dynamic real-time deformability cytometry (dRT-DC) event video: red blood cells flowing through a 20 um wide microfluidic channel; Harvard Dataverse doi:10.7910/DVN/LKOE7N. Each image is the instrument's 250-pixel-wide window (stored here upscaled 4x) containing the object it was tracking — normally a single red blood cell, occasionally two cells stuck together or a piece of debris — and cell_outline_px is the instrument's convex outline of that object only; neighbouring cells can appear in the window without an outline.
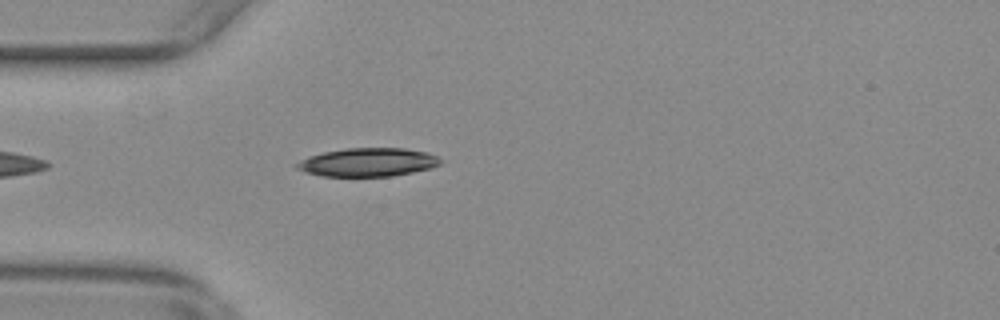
{"species": "common noctule bat (a hibernating species)", "species_latin": "Nyctalus noctula", "temperature_condition": "warm", "stored_images_in_passage": 41, "camera_frame_rate_fps": 3000, "um_per_image_px": 0.085, "animal": {"sex": "female", "body_mass_g": 29.2, "forearm_length_mm": 56.3}, "frame": {"image": 1, "passage_image": 1, "time_ms": 0.0, "image_size_px": [1000, 320], "cell_outline_px": [[444, 160], [440, 164], [432, 168], [392, 176], [324, 176], [308, 172], [296, 168], [296, 164], [300, 160], [308, 156], [324, 152], [348, 148], [404, 148], [428, 152]], "centroid_in_image_um": [31.32, 13.78], "position_along_channel_um": 53.7, "area_um2": 23.76}}
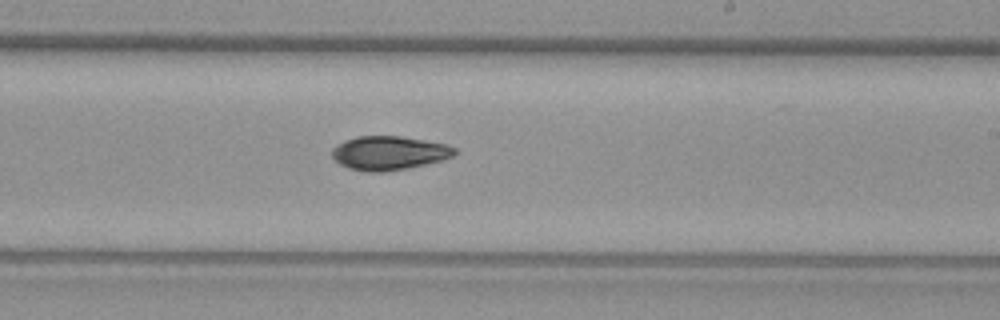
{"frame": {"image": 2, "passage_image": 18, "time_ms": 5.667, "image_size_px": [1000, 320], "cell_outline_px": [[456, 152], [452, 156], [440, 160], [424, 164], [384, 172], [368, 172], [348, 168], [340, 164], [332, 156], [332, 148], [336, 144], [344, 140], [356, 136], [400, 136], [448, 144], [456, 148]], "centroid_in_image_um": [33.03, 12.99], "position_along_channel_um": 256.0, "area_um2": 24.1}}
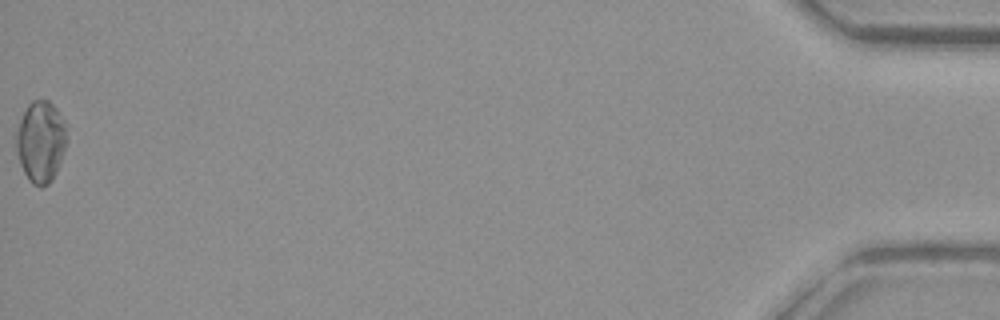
{"frame": {"image": 3, "passage_image": 41, "time_ms": 13.333, "image_size_px": [1000, 320], "cell_outline_px": [[68, 128], [64, 148], [56, 172], [52, 180], [44, 188], [40, 188], [32, 184], [28, 180], [20, 164], [16, 152], [16, 136], [20, 120], [28, 104], [32, 100], [40, 96], [48, 100], [56, 108], [64, 120]], "centroid_in_image_um": [3.46, 12.02], "position_along_channel_um": 431.7, "area_um2": 24.28}, "authors_computed_cell_mechanics": {"area_um2": 23.7558, "velocity_mm_per_s": 3.6888, "shape_relaxation_time_tau1_ms": 3.4186, "shape_relaxation_time_tau2_ms": null, "deformation_change_tau1": 0.1182, "deformation_change_tau2": null}}